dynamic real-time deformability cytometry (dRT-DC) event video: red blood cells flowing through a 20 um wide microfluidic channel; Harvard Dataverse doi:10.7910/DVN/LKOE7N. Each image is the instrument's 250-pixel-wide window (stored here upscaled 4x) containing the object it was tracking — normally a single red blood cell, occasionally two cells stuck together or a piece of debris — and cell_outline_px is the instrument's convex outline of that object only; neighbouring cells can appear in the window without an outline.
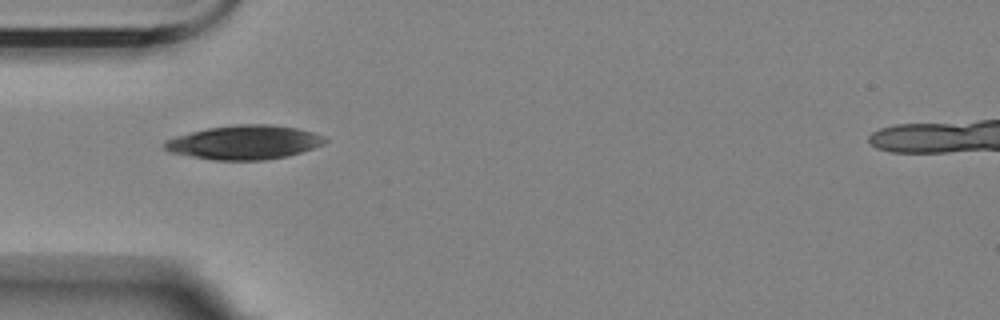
{"species": "Egyptian fruit bat (a non-hibernating species)", "species_latin": "Rousettus aegyptiacus", "temperature_condition": "room temperature", "stored_images_in_passage": 5, "camera_frame_rate_fps": 3000, "um_per_image_px": 0.085, "animal": {"sex": "female"}, "frame": {"image": 1, "passage_image": 1, "time_ms": 0.0, "image_size_px": [1000, 320], "cell_outline_px": [[328, 140], [324, 144], [288, 156], [264, 160], [216, 160], [168, 152], [164, 148], [164, 140], [176, 136], [208, 128], [236, 124], [268, 124], [296, 128], [312, 132], [324, 136]], "centroid_in_image_um": [20.77, 12.1], "position_along_channel_um": 64.2, "area_um2": 31.67}}
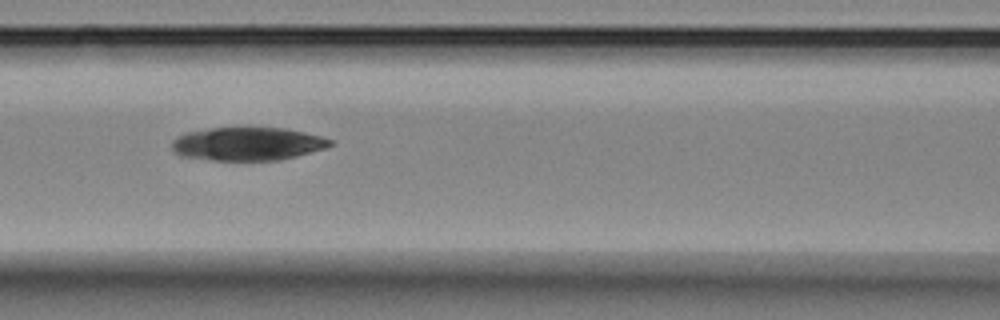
{"frame": {"image": 2, "passage_image": 3, "time_ms": 2.333, "image_size_px": [1000, 320], "cell_outline_px": [[336, 144], [324, 148], [296, 156], [280, 160], [216, 160], [180, 156], [172, 148], [172, 140], [176, 136], [184, 132], [212, 128], [248, 124], [288, 128], [324, 136], [336, 140]], "centroid_in_image_um": [21.1, 12.16], "position_along_channel_um": 145.5, "area_um2": 32.02}}
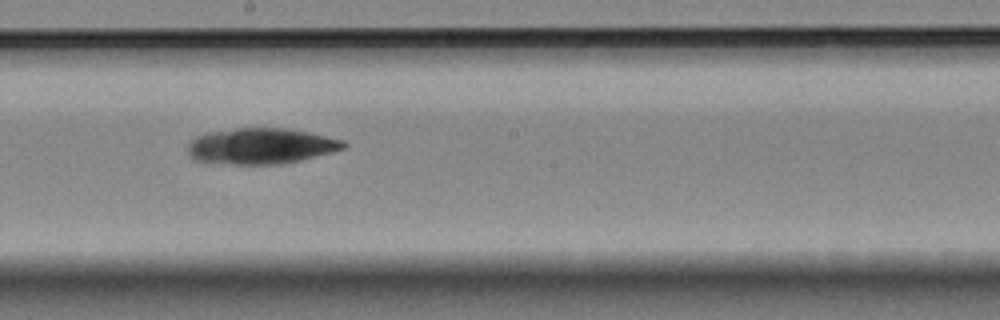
{"frame": {"image": 3, "passage_image": 5, "time_ms": 4.667, "image_size_px": [1000, 320], "cell_outline_px": [[348, 144], [344, 148], [332, 152], [300, 160], [280, 164], [236, 164], [196, 160], [188, 152], [188, 144], [196, 136], [204, 132], [236, 128], [284, 128], [308, 132], [344, 140]], "centroid_in_image_um": [22.19, 12.4], "position_along_channel_um": 226.0, "area_um2": 32.37}}